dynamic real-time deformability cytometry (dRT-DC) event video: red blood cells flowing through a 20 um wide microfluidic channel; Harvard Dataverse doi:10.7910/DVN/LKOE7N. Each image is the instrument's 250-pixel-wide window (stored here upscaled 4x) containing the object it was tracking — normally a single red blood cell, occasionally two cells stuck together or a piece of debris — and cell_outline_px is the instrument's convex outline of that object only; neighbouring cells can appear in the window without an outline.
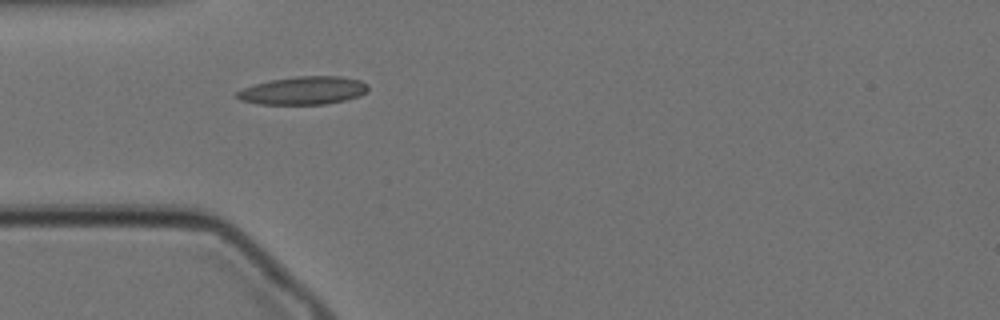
{"species": "Egyptian fruit bat (a non-hibernating species)", "species_latin": "Rousettus aegyptiacus", "temperature_condition": "cold", "stored_images_in_passage": 39, "camera_frame_rate_fps": 3000, "um_per_image_px": 0.085, "animal": {"sex": "female"}, "frame": {"image": 1, "passage_image": 1, "time_ms": 0.0, "image_size_px": [1000, 320], "cell_outline_px": [[368, 92], [360, 96], [344, 100], [324, 104], [260, 104], [240, 100], [236, 96], [236, 92], [244, 88], [256, 84], [272, 80], [296, 76], [340, 76], [360, 80], [368, 84]], "centroid_in_image_um": [25.83, 7.69], "position_along_channel_um": 59.2, "area_um2": 21.33}}
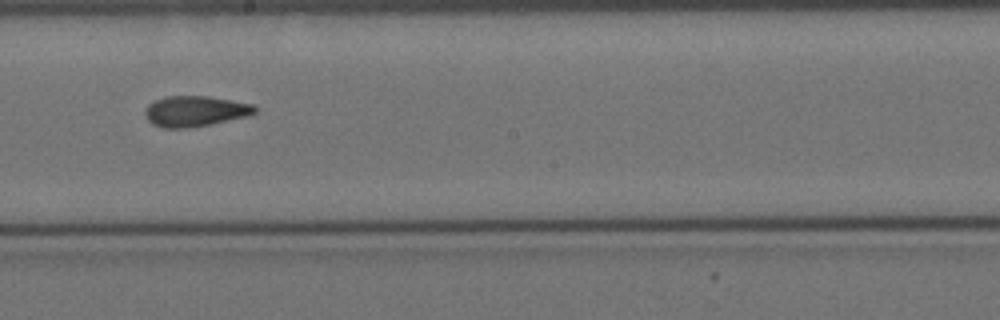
{"frame": {"image": 2, "passage_image": 16, "time_ms": 5.0, "image_size_px": [1000, 320], "cell_outline_px": [[256, 112], [248, 116], [212, 124], [188, 128], [164, 128], [152, 124], [148, 120], [144, 112], [148, 104], [164, 96], [208, 96], [252, 104], [256, 108]], "centroid_in_image_um": [16.57, 9.45], "position_along_channel_um": 231.6, "area_um2": 19.59}}
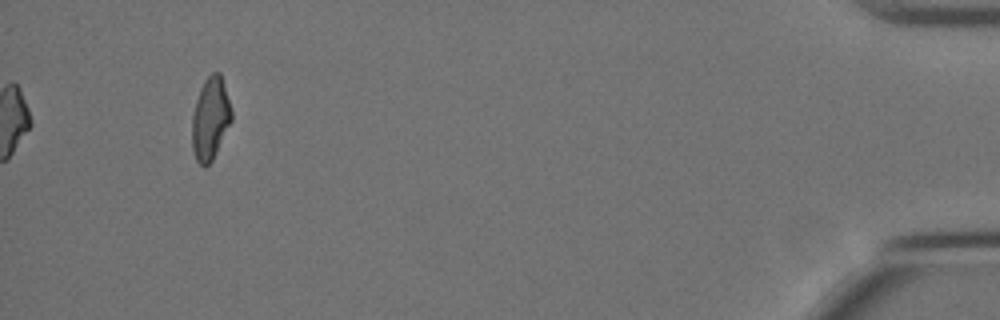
{"frame": {"image": 3, "passage_image": 39, "time_ms": 12.667, "image_size_px": [1000, 320], "cell_outline_px": [[232, 120], [212, 160], [208, 164], [200, 164], [196, 160], [192, 148], [192, 116], [196, 100], [200, 88], [204, 80], [212, 72], [220, 72], [232, 112]], "centroid_in_image_um": [17.87, 10.06], "position_along_channel_um": 417.3, "area_um2": 18.73}, "authors_computed_cell_mechanics": {"area_um2": 19.1896, "velocity_mm_per_s": 3.4622, "shape_relaxation_time_tau1_ms": null, "shape_relaxation_time_tau2_ms": 2.6229, "deformation_change_tau1": null, "deformation_change_tau2": 0.0962}}